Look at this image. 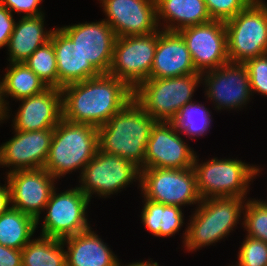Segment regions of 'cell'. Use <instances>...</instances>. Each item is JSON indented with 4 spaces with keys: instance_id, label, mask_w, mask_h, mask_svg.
Wrapping results in <instances>:
<instances>
[{
    "instance_id": "1",
    "label": "cell",
    "mask_w": 267,
    "mask_h": 266,
    "mask_svg": "<svg viewBox=\"0 0 267 266\" xmlns=\"http://www.w3.org/2000/svg\"><path fill=\"white\" fill-rule=\"evenodd\" d=\"M61 90L62 118L96 128L103 126L133 99V90L109 74L72 83Z\"/></svg>"
},
{
    "instance_id": "2",
    "label": "cell",
    "mask_w": 267,
    "mask_h": 266,
    "mask_svg": "<svg viewBox=\"0 0 267 266\" xmlns=\"http://www.w3.org/2000/svg\"><path fill=\"white\" fill-rule=\"evenodd\" d=\"M156 121L131 99L103 126L97 128L99 150L123 157L144 169L146 147Z\"/></svg>"
},
{
    "instance_id": "3",
    "label": "cell",
    "mask_w": 267,
    "mask_h": 266,
    "mask_svg": "<svg viewBox=\"0 0 267 266\" xmlns=\"http://www.w3.org/2000/svg\"><path fill=\"white\" fill-rule=\"evenodd\" d=\"M246 200L227 196L202 199L186 225L183 248L193 253L227 238L240 224Z\"/></svg>"
},
{
    "instance_id": "4",
    "label": "cell",
    "mask_w": 267,
    "mask_h": 266,
    "mask_svg": "<svg viewBox=\"0 0 267 266\" xmlns=\"http://www.w3.org/2000/svg\"><path fill=\"white\" fill-rule=\"evenodd\" d=\"M98 149L96 127L61 118L53 129L48 158L43 168L58 181L76 170H80V176Z\"/></svg>"
},
{
    "instance_id": "5",
    "label": "cell",
    "mask_w": 267,
    "mask_h": 266,
    "mask_svg": "<svg viewBox=\"0 0 267 266\" xmlns=\"http://www.w3.org/2000/svg\"><path fill=\"white\" fill-rule=\"evenodd\" d=\"M201 84V73L149 78L133 90V99L156 122H171L182 107L193 101Z\"/></svg>"
},
{
    "instance_id": "6",
    "label": "cell",
    "mask_w": 267,
    "mask_h": 266,
    "mask_svg": "<svg viewBox=\"0 0 267 266\" xmlns=\"http://www.w3.org/2000/svg\"><path fill=\"white\" fill-rule=\"evenodd\" d=\"M198 157L195 156L193 169L201 199L223 196L247 199L250 182L262 171L261 167L237 158L214 157L200 163Z\"/></svg>"
},
{
    "instance_id": "7",
    "label": "cell",
    "mask_w": 267,
    "mask_h": 266,
    "mask_svg": "<svg viewBox=\"0 0 267 266\" xmlns=\"http://www.w3.org/2000/svg\"><path fill=\"white\" fill-rule=\"evenodd\" d=\"M227 52L232 63L267 54V2L253 0L235 17L225 21Z\"/></svg>"
},
{
    "instance_id": "8",
    "label": "cell",
    "mask_w": 267,
    "mask_h": 266,
    "mask_svg": "<svg viewBox=\"0 0 267 266\" xmlns=\"http://www.w3.org/2000/svg\"><path fill=\"white\" fill-rule=\"evenodd\" d=\"M78 177V188L90 200L94 194L100 198H109L133 182H138V189L140 188L139 167L123 157L99 149Z\"/></svg>"
},
{
    "instance_id": "9",
    "label": "cell",
    "mask_w": 267,
    "mask_h": 266,
    "mask_svg": "<svg viewBox=\"0 0 267 266\" xmlns=\"http://www.w3.org/2000/svg\"><path fill=\"white\" fill-rule=\"evenodd\" d=\"M142 197L165 205H199L201 197L197 189L193 167L186 169L144 168L140 170Z\"/></svg>"
},
{
    "instance_id": "10",
    "label": "cell",
    "mask_w": 267,
    "mask_h": 266,
    "mask_svg": "<svg viewBox=\"0 0 267 266\" xmlns=\"http://www.w3.org/2000/svg\"><path fill=\"white\" fill-rule=\"evenodd\" d=\"M57 189L53 190L45 206L44 214L46 215L37 219L38 226L43 218L40 235L64 239L90 229L86 209L91 200L78 186L62 190L60 193L57 192Z\"/></svg>"
},
{
    "instance_id": "11",
    "label": "cell",
    "mask_w": 267,
    "mask_h": 266,
    "mask_svg": "<svg viewBox=\"0 0 267 266\" xmlns=\"http://www.w3.org/2000/svg\"><path fill=\"white\" fill-rule=\"evenodd\" d=\"M157 40L158 31L146 36L117 37L108 74L134 90L149 79Z\"/></svg>"
},
{
    "instance_id": "12",
    "label": "cell",
    "mask_w": 267,
    "mask_h": 266,
    "mask_svg": "<svg viewBox=\"0 0 267 266\" xmlns=\"http://www.w3.org/2000/svg\"><path fill=\"white\" fill-rule=\"evenodd\" d=\"M204 95L215 110H241L251 101L252 92L247 68L243 63L228 62L201 74ZM251 97V98H250Z\"/></svg>"
},
{
    "instance_id": "13",
    "label": "cell",
    "mask_w": 267,
    "mask_h": 266,
    "mask_svg": "<svg viewBox=\"0 0 267 266\" xmlns=\"http://www.w3.org/2000/svg\"><path fill=\"white\" fill-rule=\"evenodd\" d=\"M178 33L185 41L198 73L214 70L230 62L224 21L211 20L184 28Z\"/></svg>"
},
{
    "instance_id": "14",
    "label": "cell",
    "mask_w": 267,
    "mask_h": 266,
    "mask_svg": "<svg viewBox=\"0 0 267 266\" xmlns=\"http://www.w3.org/2000/svg\"><path fill=\"white\" fill-rule=\"evenodd\" d=\"M104 20L117 37L146 36L158 31L156 0H98ZM102 4V5H101Z\"/></svg>"
},
{
    "instance_id": "15",
    "label": "cell",
    "mask_w": 267,
    "mask_h": 266,
    "mask_svg": "<svg viewBox=\"0 0 267 266\" xmlns=\"http://www.w3.org/2000/svg\"><path fill=\"white\" fill-rule=\"evenodd\" d=\"M5 178L10 190L11 207L36 220L40 218L57 180L44 168L14 171L7 173Z\"/></svg>"
},
{
    "instance_id": "16",
    "label": "cell",
    "mask_w": 267,
    "mask_h": 266,
    "mask_svg": "<svg viewBox=\"0 0 267 266\" xmlns=\"http://www.w3.org/2000/svg\"><path fill=\"white\" fill-rule=\"evenodd\" d=\"M182 136L171 122H156L146 147L144 168L193 167L196 152Z\"/></svg>"
},
{
    "instance_id": "17",
    "label": "cell",
    "mask_w": 267,
    "mask_h": 266,
    "mask_svg": "<svg viewBox=\"0 0 267 266\" xmlns=\"http://www.w3.org/2000/svg\"><path fill=\"white\" fill-rule=\"evenodd\" d=\"M13 138L0 145V167L7 173L44 167L51 145L53 129L15 131Z\"/></svg>"
},
{
    "instance_id": "18",
    "label": "cell",
    "mask_w": 267,
    "mask_h": 266,
    "mask_svg": "<svg viewBox=\"0 0 267 266\" xmlns=\"http://www.w3.org/2000/svg\"><path fill=\"white\" fill-rule=\"evenodd\" d=\"M100 74H108L117 36L104 20L59 27Z\"/></svg>"
},
{
    "instance_id": "19",
    "label": "cell",
    "mask_w": 267,
    "mask_h": 266,
    "mask_svg": "<svg viewBox=\"0 0 267 266\" xmlns=\"http://www.w3.org/2000/svg\"><path fill=\"white\" fill-rule=\"evenodd\" d=\"M21 101L12 127L15 131L54 129L62 118V90L47 87L42 92Z\"/></svg>"
},
{
    "instance_id": "20",
    "label": "cell",
    "mask_w": 267,
    "mask_h": 266,
    "mask_svg": "<svg viewBox=\"0 0 267 266\" xmlns=\"http://www.w3.org/2000/svg\"><path fill=\"white\" fill-rule=\"evenodd\" d=\"M198 73L192 56L178 32L158 30V40L149 78H171Z\"/></svg>"
},
{
    "instance_id": "21",
    "label": "cell",
    "mask_w": 267,
    "mask_h": 266,
    "mask_svg": "<svg viewBox=\"0 0 267 266\" xmlns=\"http://www.w3.org/2000/svg\"><path fill=\"white\" fill-rule=\"evenodd\" d=\"M67 266H121L109 245L92 230L62 239Z\"/></svg>"
},
{
    "instance_id": "22",
    "label": "cell",
    "mask_w": 267,
    "mask_h": 266,
    "mask_svg": "<svg viewBox=\"0 0 267 266\" xmlns=\"http://www.w3.org/2000/svg\"><path fill=\"white\" fill-rule=\"evenodd\" d=\"M50 40L56 54L58 88L100 75L59 27L54 28Z\"/></svg>"
},
{
    "instance_id": "23",
    "label": "cell",
    "mask_w": 267,
    "mask_h": 266,
    "mask_svg": "<svg viewBox=\"0 0 267 266\" xmlns=\"http://www.w3.org/2000/svg\"><path fill=\"white\" fill-rule=\"evenodd\" d=\"M45 14L38 16L20 17L15 23L14 30L9 38L8 61L9 63H22L33 52L46 42L50 41L54 30H46Z\"/></svg>"
},
{
    "instance_id": "24",
    "label": "cell",
    "mask_w": 267,
    "mask_h": 266,
    "mask_svg": "<svg viewBox=\"0 0 267 266\" xmlns=\"http://www.w3.org/2000/svg\"><path fill=\"white\" fill-rule=\"evenodd\" d=\"M156 11L158 26L165 31L178 32L212 20L204 0H156Z\"/></svg>"
},
{
    "instance_id": "25",
    "label": "cell",
    "mask_w": 267,
    "mask_h": 266,
    "mask_svg": "<svg viewBox=\"0 0 267 266\" xmlns=\"http://www.w3.org/2000/svg\"><path fill=\"white\" fill-rule=\"evenodd\" d=\"M141 223L155 237H170L181 230L184 224L182 207L165 205L144 198Z\"/></svg>"
},
{
    "instance_id": "26",
    "label": "cell",
    "mask_w": 267,
    "mask_h": 266,
    "mask_svg": "<svg viewBox=\"0 0 267 266\" xmlns=\"http://www.w3.org/2000/svg\"><path fill=\"white\" fill-rule=\"evenodd\" d=\"M37 228V220L32 216L10 207L0 215V244L22 250Z\"/></svg>"
},
{
    "instance_id": "27",
    "label": "cell",
    "mask_w": 267,
    "mask_h": 266,
    "mask_svg": "<svg viewBox=\"0 0 267 266\" xmlns=\"http://www.w3.org/2000/svg\"><path fill=\"white\" fill-rule=\"evenodd\" d=\"M9 66V67H8ZM2 77L4 98L18 101L38 94L47 88L46 84L24 63H9Z\"/></svg>"
},
{
    "instance_id": "28",
    "label": "cell",
    "mask_w": 267,
    "mask_h": 266,
    "mask_svg": "<svg viewBox=\"0 0 267 266\" xmlns=\"http://www.w3.org/2000/svg\"><path fill=\"white\" fill-rule=\"evenodd\" d=\"M62 239L39 236L22 249V266H67Z\"/></svg>"
},
{
    "instance_id": "29",
    "label": "cell",
    "mask_w": 267,
    "mask_h": 266,
    "mask_svg": "<svg viewBox=\"0 0 267 266\" xmlns=\"http://www.w3.org/2000/svg\"><path fill=\"white\" fill-rule=\"evenodd\" d=\"M211 111L202 103L191 101L182 107L171 121L176 131L189 139L203 137L211 128Z\"/></svg>"
},
{
    "instance_id": "30",
    "label": "cell",
    "mask_w": 267,
    "mask_h": 266,
    "mask_svg": "<svg viewBox=\"0 0 267 266\" xmlns=\"http://www.w3.org/2000/svg\"><path fill=\"white\" fill-rule=\"evenodd\" d=\"M24 63L47 87L58 88L57 60L51 40L36 49Z\"/></svg>"
},
{
    "instance_id": "31",
    "label": "cell",
    "mask_w": 267,
    "mask_h": 266,
    "mask_svg": "<svg viewBox=\"0 0 267 266\" xmlns=\"http://www.w3.org/2000/svg\"><path fill=\"white\" fill-rule=\"evenodd\" d=\"M243 228L246 236L267 242V201L248 198L243 210Z\"/></svg>"
},
{
    "instance_id": "32",
    "label": "cell",
    "mask_w": 267,
    "mask_h": 266,
    "mask_svg": "<svg viewBox=\"0 0 267 266\" xmlns=\"http://www.w3.org/2000/svg\"><path fill=\"white\" fill-rule=\"evenodd\" d=\"M232 266H267V242L245 236Z\"/></svg>"
},
{
    "instance_id": "33",
    "label": "cell",
    "mask_w": 267,
    "mask_h": 266,
    "mask_svg": "<svg viewBox=\"0 0 267 266\" xmlns=\"http://www.w3.org/2000/svg\"><path fill=\"white\" fill-rule=\"evenodd\" d=\"M243 64L249 75L252 96L254 93L267 96V54L248 59Z\"/></svg>"
},
{
    "instance_id": "34",
    "label": "cell",
    "mask_w": 267,
    "mask_h": 266,
    "mask_svg": "<svg viewBox=\"0 0 267 266\" xmlns=\"http://www.w3.org/2000/svg\"><path fill=\"white\" fill-rule=\"evenodd\" d=\"M212 20L227 21L244 10L253 0H204Z\"/></svg>"
},
{
    "instance_id": "35",
    "label": "cell",
    "mask_w": 267,
    "mask_h": 266,
    "mask_svg": "<svg viewBox=\"0 0 267 266\" xmlns=\"http://www.w3.org/2000/svg\"><path fill=\"white\" fill-rule=\"evenodd\" d=\"M43 0H0V4L6 7L12 14L23 13L22 17L38 16L45 14L40 4Z\"/></svg>"
},
{
    "instance_id": "36",
    "label": "cell",
    "mask_w": 267,
    "mask_h": 266,
    "mask_svg": "<svg viewBox=\"0 0 267 266\" xmlns=\"http://www.w3.org/2000/svg\"><path fill=\"white\" fill-rule=\"evenodd\" d=\"M6 7L0 4V49L7 47L9 38L14 30L15 18Z\"/></svg>"
},
{
    "instance_id": "37",
    "label": "cell",
    "mask_w": 267,
    "mask_h": 266,
    "mask_svg": "<svg viewBox=\"0 0 267 266\" xmlns=\"http://www.w3.org/2000/svg\"><path fill=\"white\" fill-rule=\"evenodd\" d=\"M0 266H22V250L0 244Z\"/></svg>"
},
{
    "instance_id": "38",
    "label": "cell",
    "mask_w": 267,
    "mask_h": 266,
    "mask_svg": "<svg viewBox=\"0 0 267 266\" xmlns=\"http://www.w3.org/2000/svg\"><path fill=\"white\" fill-rule=\"evenodd\" d=\"M11 207L10 190L5 183L0 187V215Z\"/></svg>"
},
{
    "instance_id": "39",
    "label": "cell",
    "mask_w": 267,
    "mask_h": 266,
    "mask_svg": "<svg viewBox=\"0 0 267 266\" xmlns=\"http://www.w3.org/2000/svg\"><path fill=\"white\" fill-rule=\"evenodd\" d=\"M10 106H7L5 98H4V91H3V84L2 80H0V124L5 120L9 119L11 116L10 114ZM4 120V121H3Z\"/></svg>"
},
{
    "instance_id": "40",
    "label": "cell",
    "mask_w": 267,
    "mask_h": 266,
    "mask_svg": "<svg viewBox=\"0 0 267 266\" xmlns=\"http://www.w3.org/2000/svg\"><path fill=\"white\" fill-rule=\"evenodd\" d=\"M149 261H138V262H131L129 264H125V266H159L158 262H153V260L148 259ZM151 260V261H150ZM121 266H124V264Z\"/></svg>"
}]
</instances>
